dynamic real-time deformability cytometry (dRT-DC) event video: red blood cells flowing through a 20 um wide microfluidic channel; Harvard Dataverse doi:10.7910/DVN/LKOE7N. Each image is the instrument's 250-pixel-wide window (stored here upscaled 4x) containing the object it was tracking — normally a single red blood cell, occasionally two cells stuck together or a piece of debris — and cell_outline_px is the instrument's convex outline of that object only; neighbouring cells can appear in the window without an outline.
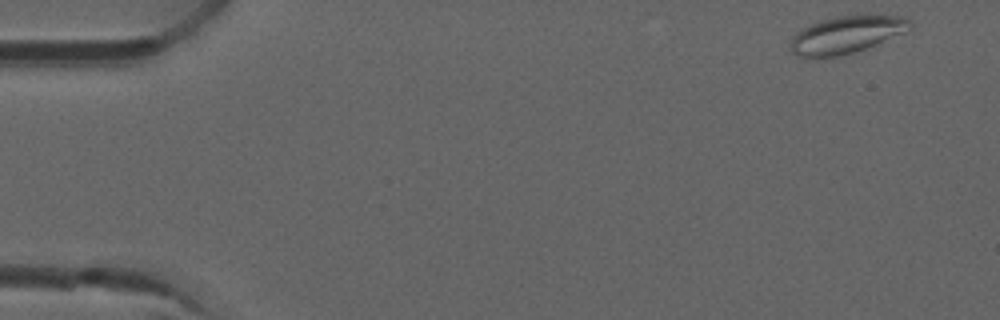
{"species": "common noctule bat (a hibernating species)", "species_latin": "Nyctalus noctula", "temperature_condition": "room temperature", "stored_images_in_passage": 41, "camera_frame_rate_fps": 3000, "um_per_image_px": 0.085, "animal": {"sex": "male", "forearm_length_mm": 52.5}, "frame": {"image": 1, "passage_image": 1, "time_ms": 0.0, "image_size_px": [1000, 320], "cell_outline_px": [[912, 28], [904, 32], [876, 44], [840, 56], [796, 56], [788, 48], [792, 36], [800, 28], [820, 20], [840, 16], [868, 12], [900, 16], [912, 20]], "centroid_in_image_um": [71.96, 2.89], "position_along_channel_um": 13.0, "area_um2": 26.47}}
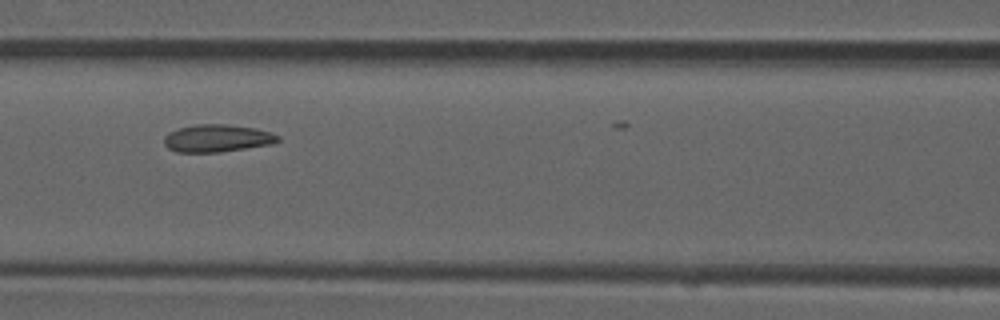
{"frame": {"image": 2, "passage_image": 21, "time_ms": 6.667, "image_size_px": [1000, 320], "cell_outline_px": [[280, 140], [272, 144], [220, 152], [176, 152], [168, 148], [164, 144], [164, 136], [168, 132], [180, 128], [196, 124], [228, 124], [256, 128], [280, 136]], "centroid_in_image_um": [18.44, 11.75], "position_along_channel_um": 148.2, "area_um2": 18.26}}
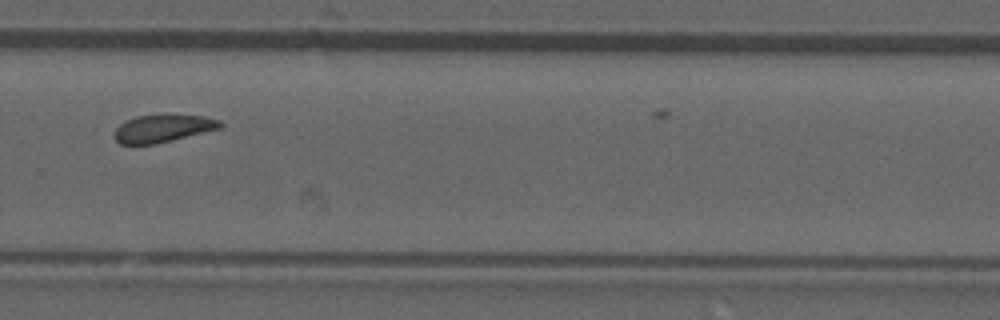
{"frame": {"image": 3, "passage_image": 34, "time_ms": 11.0, "image_size_px": [1000, 320], "cell_outline_px": [[224, 124], [220, 128], [156, 144], [120, 144], [116, 140], [116, 128], [124, 120], [136, 116], [168, 112], [204, 116], [220, 120]], "centroid_in_image_um": [13.87, 10.86], "position_along_channel_um": 315.9, "area_um2": 17.51}}